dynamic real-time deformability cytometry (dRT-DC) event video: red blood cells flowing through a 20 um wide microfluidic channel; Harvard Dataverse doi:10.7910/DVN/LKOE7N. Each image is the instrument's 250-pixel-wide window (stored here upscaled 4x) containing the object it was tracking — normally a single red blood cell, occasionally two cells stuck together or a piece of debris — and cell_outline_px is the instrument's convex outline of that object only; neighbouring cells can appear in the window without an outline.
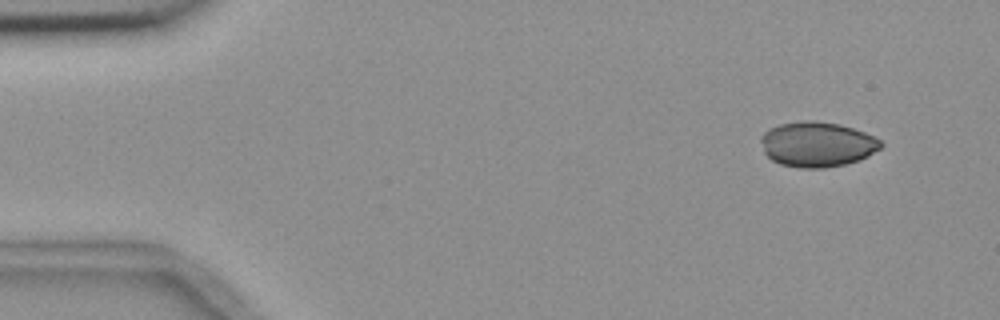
{"species": "common noctule bat (a hibernating species)", "species_latin": "Nyctalus noctula", "temperature_condition": "room temperature", "stored_images_in_passage": 5, "camera_frame_rate_fps": 3000, "um_per_image_px": 0.085, "animal": {"sex": "female", "body_mass_g": 18.4}, "frame": {"image": 1, "passage_image": 1, "time_ms": 0.0, "image_size_px": [1000, 320], "cell_outline_px": [[884, 144], [880, 148], [868, 156], [860, 160], [844, 164], [824, 168], [800, 168], [780, 164], [772, 160], [764, 152], [760, 140], [760, 136], [768, 128], [780, 124], [804, 120], [816, 120], [840, 124], [864, 132], [880, 140]], "centroid_in_image_um": [69.44, 12.26], "position_along_channel_um": 15.6, "area_um2": 31.67}}